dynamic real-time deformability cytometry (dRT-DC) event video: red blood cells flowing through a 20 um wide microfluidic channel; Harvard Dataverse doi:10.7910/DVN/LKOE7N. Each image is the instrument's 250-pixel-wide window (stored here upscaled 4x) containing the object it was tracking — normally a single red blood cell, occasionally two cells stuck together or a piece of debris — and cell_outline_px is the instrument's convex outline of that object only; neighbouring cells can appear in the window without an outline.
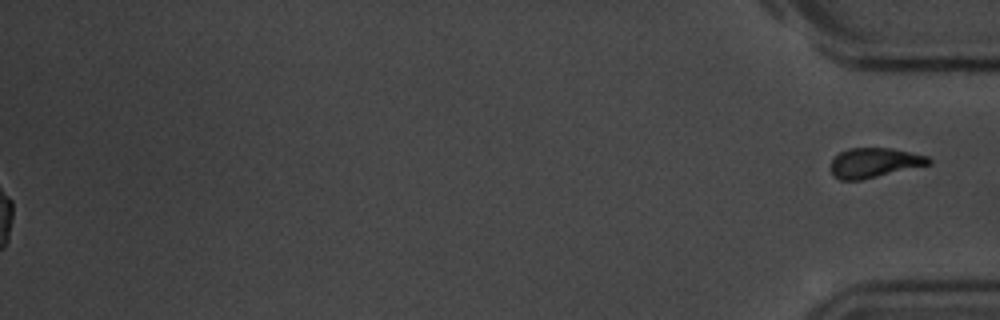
{"species": "common noctule bat (a hibernating species)", "species_latin": "Nyctalus noctula", "temperature_condition": "room temperature", "stored_images_in_passage": 54, "segment_of_instrument_passage": [2, 2], "camera_frame_rate_fps": 3000, "um_per_image_px": 0.085, "animal": {"sex": "male", "body_mass_g": 20.1, "forearm_length_mm": 53.5}, "frame": {"image": 1, "passage_image": 54, "time_ms": 17.667, "image_size_px": [1000, 320], "cell_outline_px": [[932, 164], [860, 180], [840, 180], [832, 172], [832, 160], [840, 152], [848, 148], [892, 148], [928, 156], [932, 160]], "centroid_in_image_um": [74.36, 13.82], "position_along_channel_um": 360.8, "area_um2": 16.82}}